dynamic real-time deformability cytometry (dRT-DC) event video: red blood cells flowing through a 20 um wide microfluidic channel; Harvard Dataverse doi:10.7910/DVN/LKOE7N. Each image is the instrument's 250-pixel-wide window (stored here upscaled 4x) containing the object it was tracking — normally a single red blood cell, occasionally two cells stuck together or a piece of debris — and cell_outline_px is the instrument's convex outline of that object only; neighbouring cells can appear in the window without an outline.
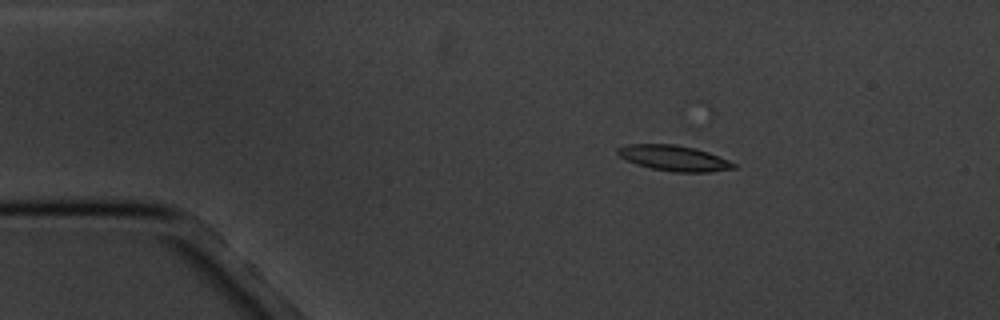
{"species": "common noctule bat (a hibernating species)", "species_latin": "Nyctalus noctula", "temperature_condition": "cold", "stored_images_in_passage": 3, "camera_frame_rate_fps": 3000, "um_per_image_px": 0.085, "animal": {"sex": "male", "body_mass_g": 20.1, "forearm_length_mm": 53.5}, "frame": {"image": 1, "passage_image": 1, "time_ms": 0.0, "image_size_px": [1000, 320], "cell_outline_px": [[736, 168], [712, 172], [672, 172], [652, 168], [636, 164], [620, 156], [616, 152], [616, 148], [628, 144], [676, 144], [696, 148], [708, 152], [728, 160], [736, 164]], "centroid_in_image_um": [57.3, 13.44], "position_along_channel_um": 27.7, "area_um2": 17.28}}